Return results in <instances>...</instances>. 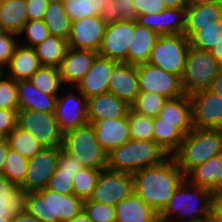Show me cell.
Wrapping results in <instances>:
<instances>
[{
	"label": "cell",
	"instance_id": "cell-64",
	"mask_svg": "<svg viewBox=\"0 0 222 222\" xmlns=\"http://www.w3.org/2000/svg\"><path fill=\"white\" fill-rule=\"evenodd\" d=\"M6 137L0 132V142L4 141Z\"/></svg>",
	"mask_w": 222,
	"mask_h": 222
},
{
	"label": "cell",
	"instance_id": "cell-15",
	"mask_svg": "<svg viewBox=\"0 0 222 222\" xmlns=\"http://www.w3.org/2000/svg\"><path fill=\"white\" fill-rule=\"evenodd\" d=\"M106 26L107 24L99 16L85 17L71 22L68 47L98 52Z\"/></svg>",
	"mask_w": 222,
	"mask_h": 222
},
{
	"label": "cell",
	"instance_id": "cell-63",
	"mask_svg": "<svg viewBox=\"0 0 222 222\" xmlns=\"http://www.w3.org/2000/svg\"><path fill=\"white\" fill-rule=\"evenodd\" d=\"M220 26H221V30H222V11H221V14H220V18L218 20Z\"/></svg>",
	"mask_w": 222,
	"mask_h": 222
},
{
	"label": "cell",
	"instance_id": "cell-7",
	"mask_svg": "<svg viewBox=\"0 0 222 222\" xmlns=\"http://www.w3.org/2000/svg\"><path fill=\"white\" fill-rule=\"evenodd\" d=\"M222 65L212 53L190 46L184 73L181 77L183 91L186 95L209 89Z\"/></svg>",
	"mask_w": 222,
	"mask_h": 222
},
{
	"label": "cell",
	"instance_id": "cell-22",
	"mask_svg": "<svg viewBox=\"0 0 222 222\" xmlns=\"http://www.w3.org/2000/svg\"><path fill=\"white\" fill-rule=\"evenodd\" d=\"M193 128V123L161 122L157 116L153 123L154 141L168 156H173L179 150L184 136Z\"/></svg>",
	"mask_w": 222,
	"mask_h": 222
},
{
	"label": "cell",
	"instance_id": "cell-29",
	"mask_svg": "<svg viewBox=\"0 0 222 222\" xmlns=\"http://www.w3.org/2000/svg\"><path fill=\"white\" fill-rule=\"evenodd\" d=\"M27 21L26 0H0V31L20 36Z\"/></svg>",
	"mask_w": 222,
	"mask_h": 222
},
{
	"label": "cell",
	"instance_id": "cell-25",
	"mask_svg": "<svg viewBox=\"0 0 222 222\" xmlns=\"http://www.w3.org/2000/svg\"><path fill=\"white\" fill-rule=\"evenodd\" d=\"M17 95L19 110L55 113L58 96L38 90L30 80L17 81Z\"/></svg>",
	"mask_w": 222,
	"mask_h": 222
},
{
	"label": "cell",
	"instance_id": "cell-11",
	"mask_svg": "<svg viewBox=\"0 0 222 222\" xmlns=\"http://www.w3.org/2000/svg\"><path fill=\"white\" fill-rule=\"evenodd\" d=\"M61 148L62 146L43 147L28 159L26 176L24 182L19 186L21 194L37 192L46 188L56 170Z\"/></svg>",
	"mask_w": 222,
	"mask_h": 222
},
{
	"label": "cell",
	"instance_id": "cell-1",
	"mask_svg": "<svg viewBox=\"0 0 222 222\" xmlns=\"http://www.w3.org/2000/svg\"><path fill=\"white\" fill-rule=\"evenodd\" d=\"M134 192L160 214L174 192L186 179L173 156L161 164L146 167L132 174Z\"/></svg>",
	"mask_w": 222,
	"mask_h": 222
},
{
	"label": "cell",
	"instance_id": "cell-10",
	"mask_svg": "<svg viewBox=\"0 0 222 222\" xmlns=\"http://www.w3.org/2000/svg\"><path fill=\"white\" fill-rule=\"evenodd\" d=\"M140 92L156 93L167 99L185 95L181 78L147 63L136 65Z\"/></svg>",
	"mask_w": 222,
	"mask_h": 222
},
{
	"label": "cell",
	"instance_id": "cell-41",
	"mask_svg": "<svg viewBox=\"0 0 222 222\" xmlns=\"http://www.w3.org/2000/svg\"><path fill=\"white\" fill-rule=\"evenodd\" d=\"M101 170L82 167L73 177V194L83 200L91 196Z\"/></svg>",
	"mask_w": 222,
	"mask_h": 222
},
{
	"label": "cell",
	"instance_id": "cell-55",
	"mask_svg": "<svg viewBox=\"0 0 222 222\" xmlns=\"http://www.w3.org/2000/svg\"><path fill=\"white\" fill-rule=\"evenodd\" d=\"M209 90L222 97V68L220 69L217 76L213 79Z\"/></svg>",
	"mask_w": 222,
	"mask_h": 222
},
{
	"label": "cell",
	"instance_id": "cell-27",
	"mask_svg": "<svg viewBox=\"0 0 222 222\" xmlns=\"http://www.w3.org/2000/svg\"><path fill=\"white\" fill-rule=\"evenodd\" d=\"M222 11V1L203 4H188L186 7L185 28L183 34L189 39L201 26L210 20L218 21Z\"/></svg>",
	"mask_w": 222,
	"mask_h": 222
},
{
	"label": "cell",
	"instance_id": "cell-57",
	"mask_svg": "<svg viewBox=\"0 0 222 222\" xmlns=\"http://www.w3.org/2000/svg\"><path fill=\"white\" fill-rule=\"evenodd\" d=\"M166 8H180L187 7L188 0H163Z\"/></svg>",
	"mask_w": 222,
	"mask_h": 222
},
{
	"label": "cell",
	"instance_id": "cell-42",
	"mask_svg": "<svg viewBox=\"0 0 222 222\" xmlns=\"http://www.w3.org/2000/svg\"><path fill=\"white\" fill-rule=\"evenodd\" d=\"M28 159L17 151L8 148L3 176L9 181L20 186L25 179L27 172Z\"/></svg>",
	"mask_w": 222,
	"mask_h": 222
},
{
	"label": "cell",
	"instance_id": "cell-8",
	"mask_svg": "<svg viewBox=\"0 0 222 222\" xmlns=\"http://www.w3.org/2000/svg\"><path fill=\"white\" fill-rule=\"evenodd\" d=\"M189 47V39L184 34L159 35L148 63L181 78Z\"/></svg>",
	"mask_w": 222,
	"mask_h": 222
},
{
	"label": "cell",
	"instance_id": "cell-17",
	"mask_svg": "<svg viewBox=\"0 0 222 222\" xmlns=\"http://www.w3.org/2000/svg\"><path fill=\"white\" fill-rule=\"evenodd\" d=\"M186 7L166 8L157 14L139 15L136 23L147 27L158 35L183 34L185 28Z\"/></svg>",
	"mask_w": 222,
	"mask_h": 222
},
{
	"label": "cell",
	"instance_id": "cell-50",
	"mask_svg": "<svg viewBox=\"0 0 222 222\" xmlns=\"http://www.w3.org/2000/svg\"><path fill=\"white\" fill-rule=\"evenodd\" d=\"M18 110L0 108V132L7 137L17 127Z\"/></svg>",
	"mask_w": 222,
	"mask_h": 222
},
{
	"label": "cell",
	"instance_id": "cell-56",
	"mask_svg": "<svg viewBox=\"0 0 222 222\" xmlns=\"http://www.w3.org/2000/svg\"><path fill=\"white\" fill-rule=\"evenodd\" d=\"M9 144L7 139L0 142V175H3V169L5 166L6 156L8 153Z\"/></svg>",
	"mask_w": 222,
	"mask_h": 222
},
{
	"label": "cell",
	"instance_id": "cell-43",
	"mask_svg": "<svg viewBox=\"0 0 222 222\" xmlns=\"http://www.w3.org/2000/svg\"><path fill=\"white\" fill-rule=\"evenodd\" d=\"M167 101L162 95L150 92H140L130 109L149 117H157L164 103Z\"/></svg>",
	"mask_w": 222,
	"mask_h": 222
},
{
	"label": "cell",
	"instance_id": "cell-18",
	"mask_svg": "<svg viewBox=\"0 0 222 222\" xmlns=\"http://www.w3.org/2000/svg\"><path fill=\"white\" fill-rule=\"evenodd\" d=\"M108 92L113 93L130 106L140 93L136 65L117 62L110 76Z\"/></svg>",
	"mask_w": 222,
	"mask_h": 222
},
{
	"label": "cell",
	"instance_id": "cell-52",
	"mask_svg": "<svg viewBox=\"0 0 222 222\" xmlns=\"http://www.w3.org/2000/svg\"><path fill=\"white\" fill-rule=\"evenodd\" d=\"M57 167L68 172H78L83 165L63 148L59 151Z\"/></svg>",
	"mask_w": 222,
	"mask_h": 222
},
{
	"label": "cell",
	"instance_id": "cell-2",
	"mask_svg": "<svg viewBox=\"0 0 222 222\" xmlns=\"http://www.w3.org/2000/svg\"><path fill=\"white\" fill-rule=\"evenodd\" d=\"M84 200L74 194H61L47 188L22 194V206L39 222H63L83 210Z\"/></svg>",
	"mask_w": 222,
	"mask_h": 222
},
{
	"label": "cell",
	"instance_id": "cell-13",
	"mask_svg": "<svg viewBox=\"0 0 222 222\" xmlns=\"http://www.w3.org/2000/svg\"><path fill=\"white\" fill-rule=\"evenodd\" d=\"M135 19H123L106 26L98 53L117 62L128 63V51L133 43Z\"/></svg>",
	"mask_w": 222,
	"mask_h": 222
},
{
	"label": "cell",
	"instance_id": "cell-48",
	"mask_svg": "<svg viewBox=\"0 0 222 222\" xmlns=\"http://www.w3.org/2000/svg\"><path fill=\"white\" fill-rule=\"evenodd\" d=\"M14 33L0 31V70L6 71L16 46L18 45Z\"/></svg>",
	"mask_w": 222,
	"mask_h": 222
},
{
	"label": "cell",
	"instance_id": "cell-14",
	"mask_svg": "<svg viewBox=\"0 0 222 222\" xmlns=\"http://www.w3.org/2000/svg\"><path fill=\"white\" fill-rule=\"evenodd\" d=\"M193 127L197 129H222V97L209 89L190 95Z\"/></svg>",
	"mask_w": 222,
	"mask_h": 222
},
{
	"label": "cell",
	"instance_id": "cell-6",
	"mask_svg": "<svg viewBox=\"0 0 222 222\" xmlns=\"http://www.w3.org/2000/svg\"><path fill=\"white\" fill-rule=\"evenodd\" d=\"M62 148L83 167L97 170L107 168L108 154L98 142L90 122L64 133Z\"/></svg>",
	"mask_w": 222,
	"mask_h": 222
},
{
	"label": "cell",
	"instance_id": "cell-51",
	"mask_svg": "<svg viewBox=\"0 0 222 222\" xmlns=\"http://www.w3.org/2000/svg\"><path fill=\"white\" fill-rule=\"evenodd\" d=\"M49 0H26L28 21L43 20Z\"/></svg>",
	"mask_w": 222,
	"mask_h": 222
},
{
	"label": "cell",
	"instance_id": "cell-46",
	"mask_svg": "<svg viewBox=\"0 0 222 222\" xmlns=\"http://www.w3.org/2000/svg\"><path fill=\"white\" fill-rule=\"evenodd\" d=\"M23 33L27 38L26 42L28 41L27 44L24 43V46L32 48L43 42L50 35L49 29L43 20L27 21L20 35Z\"/></svg>",
	"mask_w": 222,
	"mask_h": 222
},
{
	"label": "cell",
	"instance_id": "cell-26",
	"mask_svg": "<svg viewBox=\"0 0 222 222\" xmlns=\"http://www.w3.org/2000/svg\"><path fill=\"white\" fill-rule=\"evenodd\" d=\"M7 67L8 72L6 73V71H3L5 75L11 77L15 81H21L29 80L41 67V64L36 56L34 48L18 44Z\"/></svg>",
	"mask_w": 222,
	"mask_h": 222
},
{
	"label": "cell",
	"instance_id": "cell-58",
	"mask_svg": "<svg viewBox=\"0 0 222 222\" xmlns=\"http://www.w3.org/2000/svg\"><path fill=\"white\" fill-rule=\"evenodd\" d=\"M210 52L212 53L214 58L222 65V37L221 41L216 46H214Z\"/></svg>",
	"mask_w": 222,
	"mask_h": 222
},
{
	"label": "cell",
	"instance_id": "cell-4",
	"mask_svg": "<svg viewBox=\"0 0 222 222\" xmlns=\"http://www.w3.org/2000/svg\"><path fill=\"white\" fill-rule=\"evenodd\" d=\"M222 154V129L193 128L184 136L179 150L173 155L187 176L195 167Z\"/></svg>",
	"mask_w": 222,
	"mask_h": 222
},
{
	"label": "cell",
	"instance_id": "cell-36",
	"mask_svg": "<svg viewBox=\"0 0 222 222\" xmlns=\"http://www.w3.org/2000/svg\"><path fill=\"white\" fill-rule=\"evenodd\" d=\"M9 148L27 159L32 158L43 146L28 131L17 127L6 137Z\"/></svg>",
	"mask_w": 222,
	"mask_h": 222
},
{
	"label": "cell",
	"instance_id": "cell-34",
	"mask_svg": "<svg viewBox=\"0 0 222 222\" xmlns=\"http://www.w3.org/2000/svg\"><path fill=\"white\" fill-rule=\"evenodd\" d=\"M22 204L20 187L0 175V215L10 220Z\"/></svg>",
	"mask_w": 222,
	"mask_h": 222
},
{
	"label": "cell",
	"instance_id": "cell-53",
	"mask_svg": "<svg viewBox=\"0 0 222 222\" xmlns=\"http://www.w3.org/2000/svg\"><path fill=\"white\" fill-rule=\"evenodd\" d=\"M212 222H222V187L212 191Z\"/></svg>",
	"mask_w": 222,
	"mask_h": 222
},
{
	"label": "cell",
	"instance_id": "cell-61",
	"mask_svg": "<svg viewBox=\"0 0 222 222\" xmlns=\"http://www.w3.org/2000/svg\"><path fill=\"white\" fill-rule=\"evenodd\" d=\"M171 222H212V219H199V220H189V221H171Z\"/></svg>",
	"mask_w": 222,
	"mask_h": 222
},
{
	"label": "cell",
	"instance_id": "cell-24",
	"mask_svg": "<svg viewBox=\"0 0 222 222\" xmlns=\"http://www.w3.org/2000/svg\"><path fill=\"white\" fill-rule=\"evenodd\" d=\"M116 222H159V214L137 193L115 205Z\"/></svg>",
	"mask_w": 222,
	"mask_h": 222
},
{
	"label": "cell",
	"instance_id": "cell-31",
	"mask_svg": "<svg viewBox=\"0 0 222 222\" xmlns=\"http://www.w3.org/2000/svg\"><path fill=\"white\" fill-rule=\"evenodd\" d=\"M33 48L41 66L59 68L68 49V41L58 36L49 35Z\"/></svg>",
	"mask_w": 222,
	"mask_h": 222
},
{
	"label": "cell",
	"instance_id": "cell-45",
	"mask_svg": "<svg viewBox=\"0 0 222 222\" xmlns=\"http://www.w3.org/2000/svg\"><path fill=\"white\" fill-rule=\"evenodd\" d=\"M83 210L92 222H116L115 206L84 200Z\"/></svg>",
	"mask_w": 222,
	"mask_h": 222
},
{
	"label": "cell",
	"instance_id": "cell-38",
	"mask_svg": "<svg viewBox=\"0 0 222 222\" xmlns=\"http://www.w3.org/2000/svg\"><path fill=\"white\" fill-rule=\"evenodd\" d=\"M105 0H63L71 22L90 16L101 17Z\"/></svg>",
	"mask_w": 222,
	"mask_h": 222
},
{
	"label": "cell",
	"instance_id": "cell-44",
	"mask_svg": "<svg viewBox=\"0 0 222 222\" xmlns=\"http://www.w3.org/2000/svg\"><path fill=\"white\" fill-rule=\"evenodd\" d=\"M0 108L19 110L17 81L6 76L3 71L0 73Z\"/></svg>",
	"mask_w": 222,
	"mask_h": 222
},
{
	"label": "cell",
	"instance_id": "cell-47",
	"mask_svg": "<svg viewBox=\"0 0 222 222\" xmlns=\"http://www.w3.org/2000/svg\"><path fill=\"white\" fill-rule=\"evenodd\" d=\"M76 173L64 171L56 167L46 188L61 194H73V177Z\"/></svg>",
	"mask_w": 222,
	"mask_h": 222
},
{
	"label": "cell",
	"instance_id": "cell-5",
	"mask_svg": "<svg viewBox=\"0 0 222 222\" xmlns=\"http://www.w3.org/2000/svg\"><path fill=\"white\" fill-rule=\"evenodd\" d=\"M168 157L155 141L130 139L108 154L107 169L133 174L146 167L159 165Z\"/></svg>",
	"mask_w": 222,
	"mask_h": 222
},
{
	"label": "cell",
	"instance_id": "cell-35",
	"mask_svg": "<svg viewBox=\"0 0 222 222\" xmlns=\"http://www.w3.org/2000/svg\"><path fill=\"white\" fill-rule=\"evenodd\" d=\"M40 91L58 96L63 81L58 68L41 66L29 79Z\"/></svg>",
	"mask_w": 222,
	"mask_h": 222
},
{
	"label": "cell",
	"instance_id": "cell-62",
	"mask_svg": "<svg viewBox=\"0 0 222 222\" xmlns=\"http://www.w3.org/2000/svg\"><path fill=\"white\" fill-rule=\"evenodd\" d=\"M0 222H9L4 215H0Z\"/></svg>",
	"mask_w": 222,
	"mask_h": 222
},
{
	"label": "cell",
	"instance_id": "cell-37",
	"mask_svg": "<svg viewBox=\"0 0 222 222\" xmlns=\"http://www.w3.org/2000/svg\"><path fill=\"white\" fill-rule=\"evenodd\" d=\"M101 18L108 24L123 19H135L136 10L133 0H105Z\"/></svg>",
	"mask_w": 222,
	"mask_h": 222
},
{
	"label": "cell",
	"instance_id": "cell-59",
	"mask_svg": "<svg viewBox=\"0 0 222 222\" xmlns=\"http://www.w3.org/2000/svg\"><path fill=\"white\" fill-rule=\"evenodd\" d=\"M63 222H92V220L89 218V216L86 214L84 210H82L77 216L74 218L63 221Z\"/></svg>",
	"mask_w": 222,
	"mask_h": 222
},
{
	"label": "cell",
	"instance_id": "cell-49",
	"mask_svg": "<svg viewBox=\"0 0 222 222\" xmlns=\"http://www.w3.org/2000/svg\"><path fill=\"white\" fill-rule=\"evenodd\" d=\"M135 4L136 17L145 14H157L166 9L163 0H133Z\"/></svg>",
	"mask_w": 222,
	"mask_h": 222
},
{
	"label": "cell",
	"instance_id": "cell-60",
	"mask_svg": "<svg viewBox=\"0 0 222 222\" xmlns=\"http://www.w3.org/2000/svg\"><path fill=\"white\" fill-rule=\"evenodd\" d=\"M222 0H188V4H203Z\"/></svg>",
	"mask_w": 222,
	"mask_h": 222
},
{
	"label": "cell",
	"instance_id": "cell-40",
	"mask_svg": "<svg viewBox=\"0 0 222 222\" xmlns=\"http://www.w3.org/2000/svg\"><path fill=\"white\" fill-rule=\"evenodd\" d=\"M130 137L132 140L154 141V118L137 113L131 109L127 113Z\"/></svg>",
	"mask_w": 222,
	"mask_h": 222
},
{
	"label": "cell",
	"instance_id": "cell-20",
	"mask_svg": "<svg viewBox=\"0 0 222 222\" xmlns=\"http://www.w3.org/2000/svg\"><path fill=\"white\" fill-rule=\"evenodd\" d=\"M117 61L98 55L76 88L87 99L108 92L109 80Z\"/></svg>",
	"mask_w": 222,
	"mask_h": 222
},
{
	"label": "cell",
	"instance_id": "cell-39",
	"mask_svg": "<svg viewBox=\"0 0 222 222\" xmlns=\"http://www.w3.org/2000/svg\"><path fill=\"white\" fill-rule=\"evenodd\" d=\"M221 37L222 30L219 22L210 20L189 38V43L192 47L211 51L221 41Z\"/></svg>",
	"mask_w": 222,
	"mask_h": 222
},
{
	"label": "cell",
	"instance_id": "cell-30",
	"mask_svg": "<svg viewBox=\"0 0 222 222\" xmlns=\"http://www.w3.org/2000/svg\"><path fill=\"white\" fill-rule=\"evenodd\" d=\"M158 37L156 32L138 25L135 20L134 39L128 51V63L134 65L147 63Z\"/></svg>",
	"mask_w": 222,
	"mask_h": 222
},
{
	"label": "cell",
	"instance_id": "cell-28",
	"mask_svg": "<svg viewBox=\"0 0 222 222\" xmlns=\"http://www.w3.org/2000/svg\"><path fill=\"white\" fill-rule=\"evenodd\" d=\"M186 178L194 185L215 191L222 187V154L195 167Z\"/></svg>",
	"mask_w": 222,
	"mask_h": 222
},
{
	"label": "cell",
	"instance_id": "cell-3",
	"mask_svg": "<svg viewBox=\"0 0 222 222\" xmlns=\"http://www.w3.org/2000/svg\"><path fill=\"white\" fill-rule=\"evenodd\" d=\"M196 204L201 206L197 207ZM211 215L212 192L192 184L186 178L159 214V222L211 219Z\"/></svg>",
	"mask_w": 222,
	"mask_h": 222
},
{
	"label": "cell",
	"instance_id": "cell-16",
	"mask_svg": "<svg viewBox=\"0 0 222 222\" xmlns=\"http://www.w3.org/2000/svg\"><path fill=\"white\" fill-rule=\"evenodd\" d=\"M75 94L58 95L55 106V117L58 126L63 133L76 129L89 122L87 110V98L78 91Z\"/></svg>",
	"mask_w": 222,
	"mask_h": 222
},
{
	"label": "cell",
	"instance_id": "cell-21",
	"mask_svg": "<svg viewBox=\"0 0 222 222\" xmlns=\"http://www.w3.org/2000/svg\"><path fill=\"white\" fill-rule=\"evenodd\" d=\"M89 122L93 124L96 138L107 154L131 139L127 115L118 119Z\"/></svg>",
	"mask_w": 222,
	"mask_h": 222
},
{
	"label": "cell",
	"instance_id": "cell-9",
	"mask_svg": "<svg viewBox=\"0 0 222 222\" xmlns=\"http://www.w3.org/2000/svg\"><path fill=\"white\" fill-rule=\"evenodd\" d=\"M17 125L33 135L43 147L63 145L64 133L58 126L55 113L18 110Z\"/></svg>",
	"mask_w": 222,
	"mask_h": 222
},
{
	"label": "cell",
	"instance_id": "cell-23",
	"mask_svg": "<svg viewBox=\"0 0 222 222\" xmlns=\"http://www.w3.org/2000/svg\"><path fill=\"white\" fill-rule=\"evenodd\" d=\"M130 106L111 92L87 99L89 120L118 119L125 117Z\"/></svg>",
	"mask_w": 222,
	"mask_h": 222
},
{
	"label": "cell",
	"instance_id": "cell-33",
	"mask_svg": "<svg viewBox=\"0 0 222 222\" xmlns=\"http://www.w3.org/2000/svg\"><path fill=\"white\" fill-rule=\"evenodd\" d=\"M158 117L161 122L168 123H193L192 102L189 95L175 99H167Z\"/></svg>",
	"mask_w": 222,
	"mask_h": 222
},
{
	"label": "cell",
	"instance_id": "cell-32",
	"mask_svg": "<svg viewBox=\"0 0 222 222\" xmlns=\"http://www.w3.org/2000/svg\"><path fill=\"white\" fill-rule=\"evenodd\" d=\"M43 21L50 35L68 40L71 30V20L65 11L63 1L49 2Z\"/></svg>",
	"mask_w": 222,
	"mask_h": 222
},
{
	"label": "cell",
	"instance_id": "cell-19",
	"mask_svg": "<svg viewBox=\"0 0 222 222\" xmlns=\"http://www.w3.org/2000/svg\"><path fill=\"white\" fill-rule=\"evenodd\" d=\"M99 55L97 51L85 49H73L68 47L65 57L63 58L59 72L63 84L77 86L85 76L87 71L92 67L93 62Z\"/></svg>",
	"mask_w": 222,
	"mask_h": 222
},
{
	"label": "cell",
	"instance_id": "cell-65",
	"mask_svg": "<svg viewBox=\"0 0 222 222\" xmlns=\"http://www.w3.org/2000/svg\"><path fill=\"white\" fill-rule=\"evenodd\" d=\"M53 1H57L58 2V1H63V0H49V2H53Z\"/></svg>",
	"mask_w": 222,
	"mask_h": 222
},
{
	"label": "cell",
	"instance_id": "cell-54",
	"mask_svg": "<svg viewBox=\"0 0 222 222\" xmlns=\"http://www.w3.org/2000/svg\"><path fill=\"white\" fill-rule=\"evenodd\" d=\"M9 222H39L36 217L31 215L22 205L15 211Z\"/></svg>",
	"mask_w": 222,
	"mask_h": 222
},
{
	"label": "cell",
	"instance_id": "cell-12",
	"mask_svg": "<svg viewBox=\"0 0 222 222\" xmlns=\"http://www.w3.org/2000/svg\"><path fill=\"white\" fill-rule=\"evenodd\" d=\"M134 192L132 173L101 170L89 201L115 206Z\"/></svg>",
	"mask_w": 222,
	"mask_h": 222
}]
</instances>
